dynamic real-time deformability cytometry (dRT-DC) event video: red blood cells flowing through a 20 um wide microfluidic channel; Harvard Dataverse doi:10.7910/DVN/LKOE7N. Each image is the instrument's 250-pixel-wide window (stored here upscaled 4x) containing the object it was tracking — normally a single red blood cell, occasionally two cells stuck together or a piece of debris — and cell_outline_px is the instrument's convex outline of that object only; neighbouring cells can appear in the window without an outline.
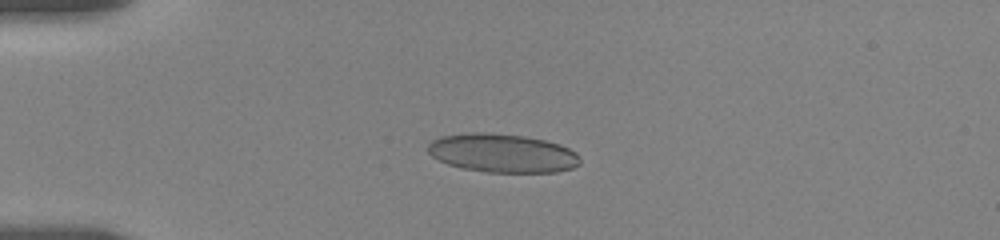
{"species": "human", "species_latin": "Homo sapiens", "temperature_condition": "room temperature", "stored_images_in_passage": 50, "camera_frame_rate_fps": 3000, "um_per_image_px": 0.085, "donor": {"sex": "female"}, "frame": {"image": 1, "passage_image": 9, "time_ms": 2.667, "image_size_px": [1000, 240], "cell_outline_px": [[580, 164], [572, 168], [556, 172], [488, 172], [460, 168], [448, 164], [432, 156], [428, 152], [428, 144], [432, 140], [440, 136], [468, 132], [484, 132], [524, 136], [544, 140], [560, 144], [576, 152], [580, 156]], "centroid_in_image_um": [42.7, 13.01], "position_along_channel_um": 42.3, "area_um2": 34.39}}
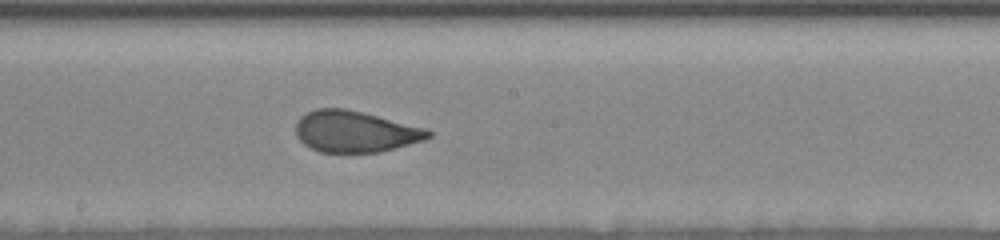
{"frame": {"image": 2, "passage_image": 26, "time_ms": 8.333, "image_size_px": [1000, 240], "cell_outline_px": [[432, 136], [424, 140], [380, 152], [320, 152], [304, 144], [296, 136], [296, 120], [300, 116], [316, 108], [344, 108], [428, 128], [432, 132]], "centroid_in_image_um": [30.19, 11.18], "position_along_channel_um": 218.0, "area_um2": 31.91}}
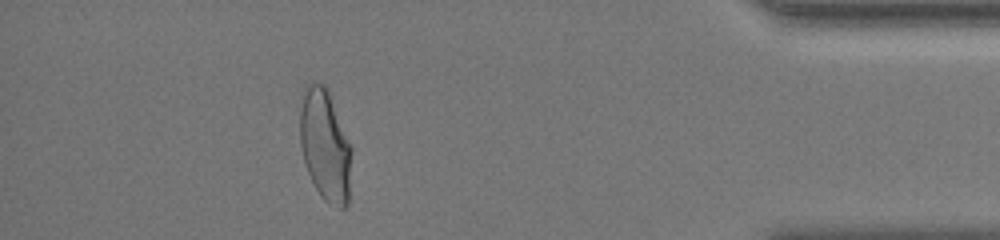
{"frame": {"image": 3, "passage_image": 45, "time_ms": 14.667, "image_size_px": [1000, 240], "cell_outline_px": [[352, 152], [348, 204], [344, 208], [340, 208], [324, 200], [320, 196], [304, 164], [300, 144], [300, 108], [304, 88], [312, 80], [316, 80], [324, 84], [328, 88], [352, 148]], "centroid_in_image_um": [27.63, 12.31], "position_along_channel_um": 407.6, "area_um2": 33.99}, "authors_computed_cell_mechanics": {"area_um2": 32.946, "velocity_mm_per_s": 3.65, "shape_relaxation_time_tau1_ms": 4.8849, "shape_relaxation_time_tau2_ms": null, "deformation_change_tau1": 0.1543, "deformation_change_tau2": null}}